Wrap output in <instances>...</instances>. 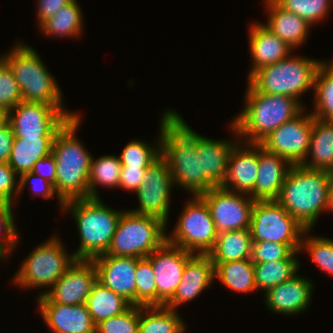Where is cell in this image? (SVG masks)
I'll list each match as a JSON object with an SVG mask.
<instances>
[{"instance_id": "1", "label": "cell", "mask_w": 333, "mask_h": 333, "mask_svg": "<svg viewBox=\"0 0 333 333\" xmlns=\"http://www.w3.org/2000/svg\"><path fill=\"white\" fill-rule=\"evenodd\" d=\"M160 125L161 156L167 161L174 185L200 196L204 193V173L201 154H197L196 132L175 110L165 111Z\"/></svg>"}, {"instance_id": "2", "label": "cell", "mask_w": 333, "mask_h": 333, "mask_svg": "<svg viewBox=\"0 0 333 333\" xmlns=\"http://www.w3.org/2000/svg\"><path fill=\"white\" fill-rule=\"evenodd\" d=\"M81 116L70 118L57 132L52 155L56 161V179L54 189L59 204L73 199L89 198V171L92 155L76 138Z\"/></svg>"}, {"instance_id": "3", "label": "cell", "mask_w": 333, "mask_h": 333, "mask_svg": "<svg viewBox=\"0 0 333 333\" xmlns=\"http://www.w3.org/2000/svg\"><path fill=\"white\" fill-rule=\"evenodd\" d=\"M246 90V106L230 123L234 135L244 139L242 142L259 144L304 109L300 101L293 97L257 92L249 85Z\"/></svg>"}, {"instance_id": "4", "label": "cell", "mask_w": 333, "mask_h": 333, "mask_svg": "<svg viewBox=\"0 0 333 333\" xmlns=\"http://www.w3.org/2000/svg\"><path fill=\"white\" fill-rule=\"evenodd\" d=\"M332 173L292 165L277 201L305 230H311L326 210Z\"/></svg>"}, {"instance_id": "5", "label": "cell", "mask_w": 333, "mask_h": 333, "mask_svg": "<svg viewBox=\"0 0 333 333\" xmlns=\"http://www.w3.org/2000/svg\"><path fill=\"white\" fill-rule=\"evenodd\" d=\"M71 211L80 235V246L72 253L76 260H92L110 247L122 211L113 210L99 198L73 199L64 202Z\"/></svg>"}, {"instance_id": "6", "label": "cell", "mask_w": 333, "mask_h": 333, "mask_svg": "<svg viewBox=\"0 0 333 333\" xmlns=\"http://www.w3.org/2000/svg\"><path fill=\"white\" fill-rule=\"evenodd\" d=\"M1 58L11 68L23 101L64 108L61 90L36 50L20 43Z\"/></svg>"}, {"instance_id": "7", "label": "cell", "mask_w": 333, "mask_h": 333, "mask_svg": "<svg viewBox=\"0 0 333 333\" xmlns=\"http://www.w3.org/2000/svg\"><path fill=\"white\" fill-rule=\"evenodd\" d=\"M322 62L290 55L265 66L248 77V85L257 92L285 95L300 100V95L314 87L315 75Z\"/></svg>"}, {"instance_id": "8", "label": "cell", "mask_w": 333, "mask_h": 333, "mask_svg": "<svg viewBox=\"0 0 333 333\" xmlns=\"http://www.w3.org/2000/svg\"><path fill=\"white\" fill-rule=\"evenodd\" d=\"M166 225L157 217L124 210L105 254L146 258L167 241Z\"/></svg>"}, {"instance_id": "9", "label": "cell", "mask_w": 333, "mask_h": 333, "mask_svg": "<svg viewBox=\"0 0 333 333\" xmlns=\"http://www.w3.org/2000/svg\"><path fill=\"white\" fill-rule=\"evenodd\" d=\"M64 250L59 237L37 246L24 260L14 276V283L23 288L53 287L66 270L75 262Z\"/></svg>"}, {"instance_id": "10", "label": "cell", "mask_w": 333, "mask_h": 333, "mask_svg": "<svg viewBox=\"0 0 333 333\" xmlns=\"http://www.w3.org/2000/svg\"><path fill=\"white\" fill-rule=\"evenodd\" d=\"M249 229L252 242L272 241L301 250L305 229L277 200L255 201Z\"/></svg>"}, {"instance_id": "11", "label": "cell", "mask_w": 333, "mask_h": 333, "mask_svg": "<svg viewBox=\"0 0 333 333\" xmlns=\"http://www.w3.org/2000/svg\"><path fill=\"white\" fill-rule=\"evenodd\" d=\"M186 202L172 235L167 242L196 254H208L217 239L208 205L200 196Z\"/></svg>"}, {"instance_id": "12", "label": "cell", "mask_w": 333, "mask_h": 333, "mask_svg": "<svg viewBox=\"0 0 333 333\" xmlns=\"http://www.w3.org/2000/svg\"><path fill=\"white\" fill-rule=\"evenodd\" d=\"M41 102L21 101L8 111V123L15 138L55 137L59 129L77 113Z\"/></svg>"}, {"instance_id": "13", "label": "cell", "mask_w": 333, "mask_h": 333, "mask_svg": "<svg viewBox=\"0 0 333 333\" xmlns=\"http://www.w3.org/2000/svg\"><path fill=\"white\" fill-rule=\"evenodd\" d=\"M303 111L305 110L279 126L259 143L265 150L283 157L291 165H301L308 158L314 117L311 113L304 115Z\"/></svg>"}, {"instance_id": "14", "label": "cell", "mask_w": 333, "mask_h": 333, "mask_svg": "<svg viewBox=\"0 0 333 333\" xmlns=\"http://www.w3.org/2000/svg\"><path fill=\"white\" fill-rule=\"evenodd\" d=\"M200 197L209 207L217 233L250 228L255 201L248 194L213 187Z\"/></svg>"}, {"instance_id": "15", "label": "cell", "mask_w": 333, "mask_h": 333, "mask_svg": "<svg viewBox=\"0 0 333 333\" xmlns=\"http://www.w3.org/2000/svg\"><path fill=\"white\" fill-rule=\"evenodd\" d=\"M172 186L174 183L167 161L160 155L145 170L142 184L136 190L139 207L130 211L157 217L168 224Z\"/></svg>"}, {"instance_id": "16", "label": "cell", "mask_w": 333, "mask_h": 333, "mask_svg": "<svg viewBox=\"0 0 333 333\" xmlns=\"http://www.w3.org/2000/svg\"><path fill=\"white\" fill-rule=\"evenodd\" d=\"M194 253L167 241L146 258L151 262L157 289V306H164L181 282L186 261Z\"/></svg>"}, {"instance_id": "17", "label": "cell", "mask_w": 333, "mask_h": 333, "mask_svg": "<svg viewBox=\"0 0 333 333\" xmlns=\"http://www.w3.org/2000/svg\"><path fill=\"white\" fill-rule=\"evenodd\" d=\"M96 281L97 270L92 260H75L52 289L41 295L46 294L54 303L84 304Z\"/></svg>"}, {"instance_id": "18", "label": "cell", "mask_w": 333, "mask_h": 333, "mask_svg": "<svg viewBox=\"0 0 333 333\" xmlns=\"http://www.w3.org/2000/svg\"><path fill=\"white\" fill-rule=\"evenodd\" d=\"M140 258L102 254L92 259L97 280L136 306V269Z\"/></svg>"}, {"instance_id": "19", "label": "cell", "mask_w": 333, "mask_h": 333, "mask_svg": "<svg viewBox=\"0 0 333 333\" xmlns=\"http://www.w3.org/2000/svg\"><path fill=\"white\" fill-rule=\"evenodd\" d=\"M37 302L46 326L53 333H95L96 325L85 303H54L46 294H39Z\"/></svg>"}, {"instance_id": "20", "label": "cell", "mask_w": 333, "mask_h": 333, "mask_svg": "<svg viewBox=\"0 0 333 333\" xmlns=\"http://www.w3.org/2000/svg\"><path fill=\"white\" fill-rule=\"evenodd\" d=\"M215 279V267L208 254L194 253L185 264L181 282L173 297L164 305L176 310L179 305L196 298Z\"/></svg>"}, {"instance_id": "21", "label": "cell", "mask_w": 333, "mask_h": 333, "mask_svg": "<svg viewBox=\"0 0 333 333\" xmlns=\"http://www.w3.org/2000/svg\"><path fill=\"white\" fill-rule=\"evenodd\" d=\"M258 144H236L229 156L228 171L222 188L249 194L258 175Z\"/></svg>"}, {"instance_id": "22", "label": "cell", "mask_w": 333, "mask_h": 333, "mask_svg": "<svg viewBox=\"0 0 333 333\" xmlns=\"http://www.w3.org/2000/svg\"><path fill=\"white\" fill-rule=\"evenodd\" d=\"M313 288L310 279L296 274L264 293L265 304L270 311L278 314H299L311 303Z\"/></svg>"}, {"instance_id": "23", "label": "cell", "mask_w": 333, "mask_h": 333, "mask_svg": "<svg viewBox=\"0 0 333 333\" xmlns=\"http://www.w3.org/2000/svg\"><path fill=\"white\" fill-rule=\"evenodd\" d=\"M291 166L286 159L258 144V175L255 187L248 195L254 201L277 200Z\"/></svg>"}, {"instance_id": "24", "label": "cell", "mask_w": 333, "mask_h": 333, "mask_svg": "<svg viewBox=\"0 0 333 333\" xmlns=\"http://www.w3.org/2000/svg\"><path fill=\"white\" fill-rule=\"evenodd\" d=\"M212 140L196 133L197 154H201V172L204 173V193L221 187L228 171L229 156L238 143Z\"/></svg>"}, {"instance_id": "25", "label": "cell", "mask_w": 333, "mask_h": 333, "mask_svg": "<svg viewBox=\"0 0 333 333\" xmlns=\"http://www.w3.org/2000/svg\"><path fill=\"white\" fill-rule=\"evenodd\" d=\"M249 48L253 64L248 76L262 67L274 64L291 55L294 50L286 42L278 38L262 23H253L249 30Z\"/></svg>"}, {"instance_id": "26", "label": "cell", "mask_w": 333, "mask_h": 333, "mask_svg": "<svg viewBox=\"0 0 333 333\" xmlns=\"http://www.w3.org/2000/svg\"><path fill=\"white\" fill-rule=\"evenodd\" d=\"M265 3L270 15L264 26L293 49L302 45L311 25L298 15L281 8L274 0H265Z\"/></svg>"}, {"instance_id": "27", "label": "cell", "mask_w": 333, "mask_h": 333, "mask_svg": "<svg viewBox=\"0 0 333 333\" xmlns=\"http://www.w3.org/2000/svg\"><path fill=\"white\" fill-rule=\"evenodd\" d=\"M311 162L303 161L301 166L312 170L333 173V121L314 117L310 135L309 150Z\"/></svg>"}, {"instance_id": "28", "label": "cell", "mask_w": 333, "mask_h": 333, "mask_svg": "<svg viewBox=\"0 0 333 333\" xmlns=\"http://www.w3.org/2000/svg\"><path fill=\"white\" fill-rule=\"evenodd\" d=\"M55 137L14 138L8 165L17 176L31 172L38 159L52 153Z\"/></svg>"}, {"instance_id": "29", "label": "cell", "mask_w": 333, "mask_h": 333, "mask_svg": "<svg viewBox=\"0 0 333 333\" xmlns=\"http://www.w3.org/2000/svg\"><path fill=\"white\" fill-rule=\"evenodd\" d=\"M252 243L250 229L221 232L208 255L213 263L250 259Z\"/></svg>"}, {"instance_id": "30", "label": "cell", "mask_w": 333, "mask_h": 333, "mask_svg": "<svg viewBox=\"0 0 333 333\" xmlns=\"http://www.w3.org/2000/svg\"><path fill=\"white\" fill-rule=\"evenodd\" d=\"M85 304L95 325L124 313L131 306V303L123 296L104 286L98 280L94 283Z\"/></svg>"}, {"instance_id": "31", "label": "cell", "mask_w": 333, "mask_h": 333, "mask_svg": "<svg viewBox=\"0 0 333 333\" xmlns=\"http://www.w3.org/2000/svg\"><path fill=\"white\" fill-rule=\"evenodd\" d=\"M215 278L227 289L234 292L248 293L256 289L254 265L250 259L213 263Z\"/></svg>"}, {"instance_id": "32", "label": "cell", "mask_w": 333, "mask_h": 333, "mask_svg": "<svg viewBox=\"0 0 333 333\" xmlns=\"http://www.w3.org/2000/svg\"><path fill=\"white\" fill-rule=\"evenodd\" d=\"M185 326L176 310L165 306H139V333H184Z\"/></svg>"}, {"instance_id": "33", "label": "cell", "mask_w": 333, "mask_h": 333, "mask_svg": "<svg viewBox=\"0 0 333 333\" xmlns=\"http://www.w3.org/2000/svg\"><path fill=\"white\" fill-rule=\"evenodd\" d=\"M71 0L67 5L60 8L55 15L44 21L39 28L48 36L78 37L83 30V16L80 6Z\"/></svg>"}, {"instance_id": "34", "label": "cell", "mask_w": 333, "mask_h": 333, "mask_svg": "<svg viewBox=\"0 0 333 333\" xmlns=\"http://www.w3.org/2000/svg\"><path fill=\"white\" fill-rule=\"evenodd\" d=\"M331 63L322 61L315 75V105L311 114L320 120L333 121V61Z\"/></svg>"}, {"instance_id": "35", "label": "cell", "mask_w": 333, "mask_h": 333, "mask_svg": "<svg viewBox=\"0 0 333 333\" xmlns=\"http://www.w3.org/2000/svg\"><path fill=\"white\" fill-rule=\"evenodd\" d=\"M256 289L266 293L269 289L291 279L298 274V260H279L264 263H253Z\"/></svg>"}, {"instance_id": "36", "label": "cell", "mask_w": 333, "mask_h": 333, "mask_svg": "<svg viewBox=\"0 0 333 333\" xmlns=\"http://www.w3.org/2000/svg\"><path fill=\"white\" fill-rule=\"evenodd\" d=\"M122 165L115 155H106L98 159L91 158L89 171V198H99L96 185L119 187Z\"/></svg>"}, {"instance_id": "37", "label": "cell", "mask_w": 333, "mask_h": 333, "mask_svg": "<svg viewBox=\"0 0 333 333\" xmlns=\"http://www.w3.org/2000/svg\"><path fill=\"white\" fill-rule=\"evenodd\" d=\"M136 306H157V289L151 262L147 258L137 261Z\"/></svg>"}, {"instance_id": "38", "label": "cell", "mask_w": 333, "mask_h": 333, "mask_svg": "<svg viewBox=\"0 0 333 333\" xmlns=\"http://www.w3.org/2000/svg\"><path fill=\"white\" fill-rule=\"evenodd\" d=\"M281 8L306 20L311 26L329 14L333 0H274Z\"/></svg>"}, {"instance_id": "39", "label": "cell", "mask_w": 333, "mask_h": 333, "mask_svg": "<svg viewBox=\"0 0 333 333\" xmlns=\"http://www.w3.org/2000/svg\"><path fill=\"white\" fill-rule=\"evenodd\" d=\"M161 135L157 147L153 148L145 141H130L119 155L122 167H149L161 155Z\"/></svg>"}, {"instance_id": "40", "label": "cell", "mask_w": 333, "mask_h": 333, "mask_svg": "<svg viewBox=\"0 0 333 333\" xmlns=\"http://www.w3.org/2000/svg\"><path fill=\"white\" fill-rule=\"evenodd\" d=\"M309 231L311 230H305L302 235L301 250L305 247L313 262L318 265L321 270L333 276V240L321 236L308 237Z\"/></svg>"}, {"instance_id": "41", "label": "cell", "mask_w": 333, "mask_h": 333, "mask_svg": "<svg viewBox=\"0 0 333 333\" xmlns=\"http://www.w3.org/2000/svg\"><path fill=\"white\" fill-rule=\"evenodd\" d=\"M288 244L272 241L253 242L250 260L253 263H264L279 260H298Z\"/></svg>"}, {"instance_id": "42", "label": "cell", "mask_w": 333, "mask_h": 333, "mask_svg": "<svg viewBox=\"0 0 333 333\" xmlns=\"http://www.w3.org/2000/svg\"><path fill=\"white\" fill-rule=\"evenodd\" d=\"M95 333H139V306L98 323Z\"/></svg>"}, {"instance_id": "43", "label": "cell", "mask_w": 333, "mask_h": 333, "mask_svg": "<svg viewBox=\"0 0 333 333\" xmlns=\"http://www.w3.org/2000/svg\"><path fill=\"white\" fill-rule=\"evenodd\" d=\"M21 101L23 99L14 74L0 56V107L10 111Z\"/></svg>"}, {"instance_id": "44", "label": "cell", "mask_w": 333, "mask_h": 333, "mask_svg": "<svg viewBox=\"0 0 333 333\" xmlns=\"http://www.w3.org/2000/svg\"><path fill=\"white\" fill-rule=\"evenodd\" d=\"M15 227L12 204L0 203V238L4 234L0 241V259L8 256L18 244V231Z\"/></svg>"}, {"instance_id": "45", "label": "cell", "mask_w": 333, "mask_h": 333, "mask_svg": "<svg viewBox=\"0 0 333 333\" xmlns=\"http://www.w3.org/2000/svg\"><path fill=\"white\" fill-rule=\"evenodd\" d=\"M16 175L8 163L0 162V203L12 204L13 195H18L19 181H16Z\"/></svg>"}, {"instance_id": "46", "label": "cell", "mask_w": 333, "mask_h": 333, "mask_svg": "<svg viewBox=\"0 0 333 333\" xmlns=\"http://www.w3.org/2000/svg\"><path fill=\"white\" fill-rule=\"evenodd\" d=\"M28 181H31L32 183V190L34 191V194L40 195L42 193V196L44 198H52L56 193L54 189V185L47 181L46 179L41 178L39 175L34 174L33 172H26L19 176V193L26 187L25 185L28 184ZM40 184H42L39 186ZM24 187V188H23Z\"/></svg>"}, {"instance_id": "47", "label": "cell", "mask_w": 333, "mask_h": 333, "mask_svg": "<svg viewBox=\"0 0 333 333\" xmlns=\"http://www.w3.org/2000/svg\"><path fill=\"white\" fill-rule=\"evenodd\" d=\"M148 167H122L119 179V187L134 191L141 186L145 170Z\"/></svg>"}, {"instance_id": "48", "label": "cell", "mask_w": 333, "mask_h": 333, "mask_svg": "<svg viewBox=\"0 0 333 333\" xmlns=\"http://www.w3.org/2000/svg\"><path fill=\"white\" fill-rule=\"evenodd\" d=\"M31 172L46 179L55 186L56 161L52 153L46 157L38 159L33 165Z\"/></svg>"}, {"instance_id": "49", "label": "cell", "mask_w": 333, "mask_h": 333, "mask_svg": "<svg viewBox=\"0 0 333 333\" xmlns=\"http://www.w3.org/2000/svg\"><path fill=\"white\" fill-rule=\"evenodd\" d=\"M70 1L71 0H38V25L40 26L48 18L55 15L60 8L67 5Z\"/></svg>"}, {"instance_id": "50", "label": "cell", "mask_w": 333, "mask_h": 333, "mask_svg": "<svg viewBox=\"0 0 333 333\" xmlns=\"http://www.w3.org/2000/svg\"><path fill=\"white\" fill-rule=\"evenodd\" d=\"M14 138L9 123L0 128V162L8 163Z\"/></svg>"}, {"instance_id": "51", "label": "cell", "mask_w": 333, "mask_h": 333, "mask_svg": "<svg viewBox=\"0 0 333 333\" xmlns=\"http://www.w3.org/2000/svg\"><path fill=\"white\" fill-rule=\"evenodd\" d=\"M333 211V173L328 188L326 211Z\"/></svg>"}, {"instance_id": "52", "label": "cell", "mask_w": 333, "mask_h": 333, "mask_svg": "<svg viewBox=\"0 0 333 333\" xmlns=\"http://www.w3.org/2000/svg\"><path fill=\"white\" fill-rule=\"evenodd\" d=\"M8 123V111L0 107V128Z\"/></svg>"}]
</instances>
